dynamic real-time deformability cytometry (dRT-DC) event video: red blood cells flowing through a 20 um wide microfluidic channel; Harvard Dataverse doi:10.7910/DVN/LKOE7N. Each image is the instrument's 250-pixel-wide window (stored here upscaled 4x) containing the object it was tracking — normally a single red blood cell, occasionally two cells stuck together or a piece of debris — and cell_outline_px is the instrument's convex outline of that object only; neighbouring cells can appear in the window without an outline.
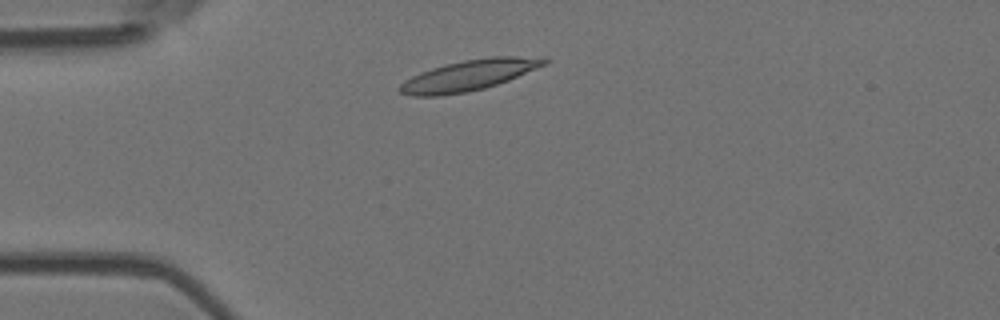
{"species": "Egyptian fruit bat (a non-hibernating species)", "species_latin": "Rousettus aegyptiacus", "temperature_condition": "room temperature", "stored_images_in_passage": 3, "camera_frame_rate_fps": 3000, "um_per_image_px": 0.085, "animal": {"sex": "female"}, "frame": {"image": 1, "passage_image": 2, "time_ms": 0.333, "image_size_px": [1000, 320], "cell_outline_px": [[552, 60], [548, 64], [508, 80], [484, 88], [464, 92], [440, 96], [412, 96], [400, 92], [396, 88], [404, 80], [420, 72], [444, 64], [464, 60], [492, 56], [548, 56]], "centroid_in_image_um": [39.92, 6.37], "position_along_channel_um": 45.1, "area_um2": 26.18}}